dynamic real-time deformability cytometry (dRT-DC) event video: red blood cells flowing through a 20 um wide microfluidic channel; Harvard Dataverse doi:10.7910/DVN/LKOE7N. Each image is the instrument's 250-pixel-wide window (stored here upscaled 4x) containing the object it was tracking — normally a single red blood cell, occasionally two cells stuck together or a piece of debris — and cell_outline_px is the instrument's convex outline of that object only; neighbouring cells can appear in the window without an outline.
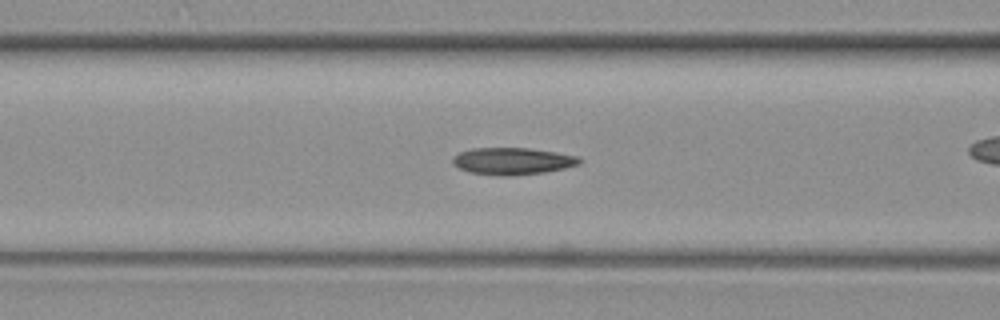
{"species": "common noctule bat (a hibernating species)", "species_latin": "Nyctalus noctula", "temperature_condition": "warm", "stored_images_in_passage": 49, "camera_frame_rate_fps": 3000, "um_per_image_px": 0.085, "animal": {"sex": "female", "body_mass_g": 19.3, "forearm_length_mm": 54.1}, "frame": {"image": 1, "passage_image": 24, "time_ms": 7.667, "image_size_px": [1000, 320], "cell_outline_px": [[584, 160], [580, 164], [564, 168], [544, 172], [508, 176], [500, 176], [468, 172], [452, 164], [452, 156], [460, 152], [472, 148], [528, 148], [556, 152], [580, 156]], "centroid_in_image_um": [43.57, 13.69], "position_along_channel_um": 123.0, "area_um2": 20.11}}
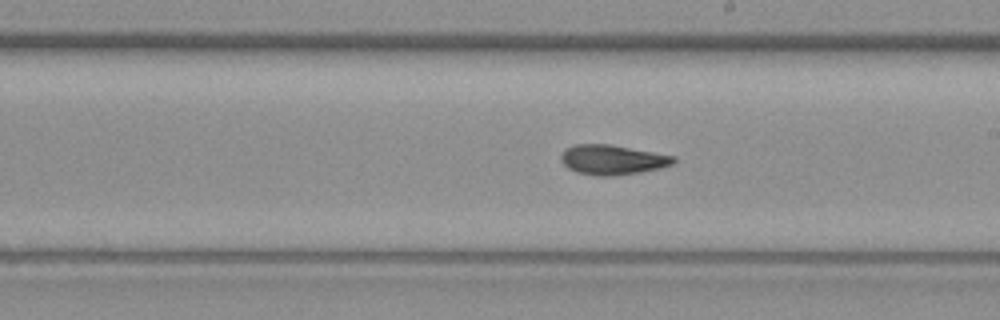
{"frame": {"image": 2, "passage_image": 34, "time_ms": 11.0, "image_size_px": [1000, 320], "cell_outline_px": [[676, 164], [660, 168], [640, 172], [612, 176], [596, 176], [576, 172], [568, 168], [560, 160], [560, 156], [564, 148], [576, 144], [608, 144], [676, 156]], "centroid_in_image_um": [52.05, 13.58], "position_along_channel_um": 236.9, "area_um2": 19.71}}
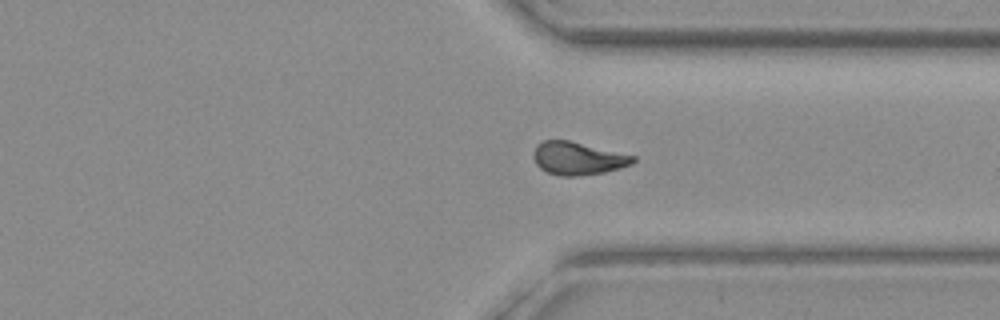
{"frame": {"image": 3, "passage_image": 45, "time_ms": 14.667, "image_size_px": [1000, 320], "cell_outline_px": [[636, 160], [632, 164], [620, 168], [604, 172], [576, 176], [560, 176], [548, 172], [540, 168], [536, 164], [532, 156], [532, 152], [536, 144], [544, 140], [568, 140], [636, 156]], "centroid_in_image_um": [49.09, 13.46], "position_along_channel_um": 362.3, "area_um2": 19.13}}